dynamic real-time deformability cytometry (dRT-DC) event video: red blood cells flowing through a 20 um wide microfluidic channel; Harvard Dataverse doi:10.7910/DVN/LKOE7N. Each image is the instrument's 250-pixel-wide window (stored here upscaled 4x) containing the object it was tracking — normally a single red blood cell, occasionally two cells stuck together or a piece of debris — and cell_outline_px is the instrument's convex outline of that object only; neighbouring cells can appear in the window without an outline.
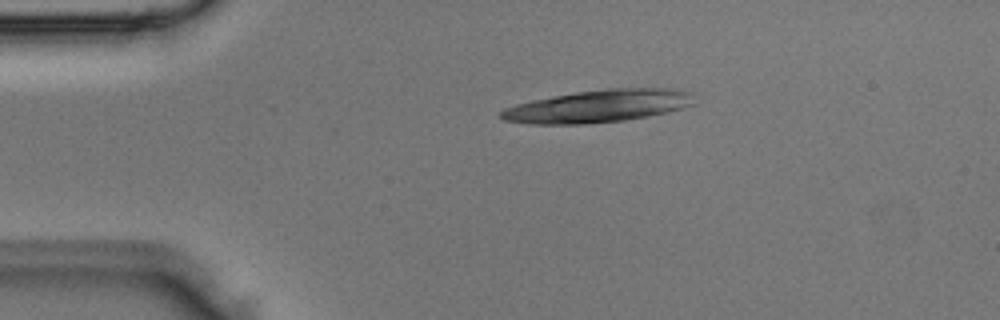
{"species": "Egyptian fruit bat (a non-hibernating species)", "species_latin": "Rousettus aegyptiacus", "temperature_condition": "room temperature", "stored_images_in_passage": 5, "camera_frame_rate_fps": 3000, "um_per_image_px": 0.085, "animal": {"sex": "male"}, "frame": {"image": 1, "passage_image": 5, "time_ms": 1.333, "image_size_px": [1000, 320], "cell_outline_px": [[696, 104], [684, 108], [668, 112], [648, 116], [624, 120], [588, 124], [528, 124], [504, 120], [500, 116], [500, 112], [504, 108], [516, 104], [576, 92], [608, 88], [676, 88], [696, 92]], "centroid_in_image_um": [50.99, 9.01], "position_along_channel_um": 34.0, "area_um2": 36.99}}